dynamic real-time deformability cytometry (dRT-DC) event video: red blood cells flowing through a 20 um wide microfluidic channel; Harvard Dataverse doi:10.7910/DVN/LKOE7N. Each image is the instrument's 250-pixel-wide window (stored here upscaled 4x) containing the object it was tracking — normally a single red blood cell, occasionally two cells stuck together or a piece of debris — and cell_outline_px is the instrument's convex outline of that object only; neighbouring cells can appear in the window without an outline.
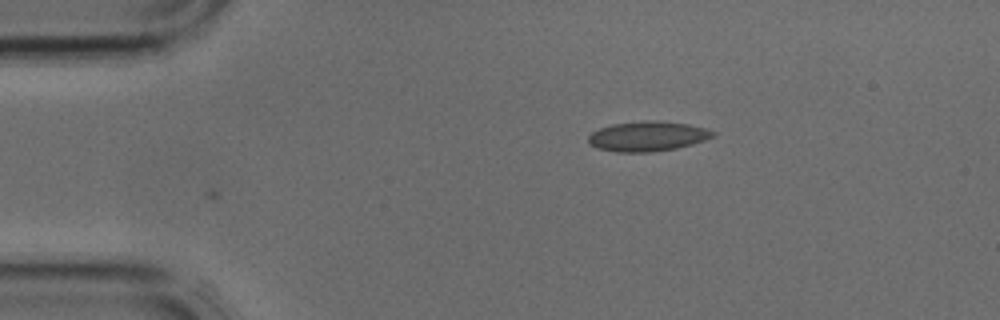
{"species": "common noctule bat (a hibernating species)", "species_latin": "Nyctalus noctula", "temperature_condition": "cold", "stored_images_in_passage": 3, "camera_frame_rate_fps": 3000, "um_per_image_px": 0.085, "animal": {"sex": "male", "body_mass_g": 17.9, "forearm_length_mm": 54.2}, "frame": {"image": 1, "passage_image": 3, "time_ms": 0.667, "image_size_px": [1000, 320], "cell_outline_px": [[716, 136], [692, 144], [676, 148], [652, 152], [616, 152], [596, 148], [588, 140], [588, 136], [592, 132], [600, 128], [612, 124], [648, 120], [656, 120], [688, 124], [704, 128], [716, 132]], "centroid_in_image_um": [55.05, 11.58], "position_along_channel_um": 29.9, "area_um2": 21.68}}